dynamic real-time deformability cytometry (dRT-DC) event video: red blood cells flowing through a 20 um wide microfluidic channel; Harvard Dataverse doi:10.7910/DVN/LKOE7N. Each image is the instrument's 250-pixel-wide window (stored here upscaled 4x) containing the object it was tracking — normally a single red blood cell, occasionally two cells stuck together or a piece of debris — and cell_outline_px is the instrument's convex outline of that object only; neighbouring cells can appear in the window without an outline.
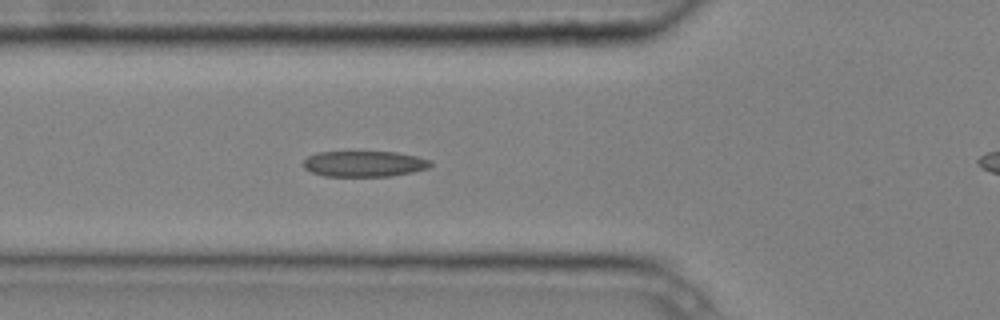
{"species": "common noctule bat (a hibernating species)", "species_latin": "Nyctalus noctula", "temperature_condition": "cold", "stored_images_in_passage": 6, "segment_of_instrument_passage": [1, 2], "camera_frame_rate_fps": 3000, "um_per_image_px": 0.085, "animal": {"sex": "male", "body_mass_g": 20.4}, "frame": {"image": 1, "passage_image": 5, "time_ms": 1.333, "image_size_px": [1000, 320], "cell_outline_px": [[432, 164], [428, 168], [412, 172], [392, 176], [324, 176], [312, 172], [304, 168], [304, 160], [308, 156], [316, 152], [396, 152], [416, 156], [432, 160]], "centroid_in_image_um": [30.97, 13.92], "position_along_channel_um": 94.8, "area_um2": 19.13}}